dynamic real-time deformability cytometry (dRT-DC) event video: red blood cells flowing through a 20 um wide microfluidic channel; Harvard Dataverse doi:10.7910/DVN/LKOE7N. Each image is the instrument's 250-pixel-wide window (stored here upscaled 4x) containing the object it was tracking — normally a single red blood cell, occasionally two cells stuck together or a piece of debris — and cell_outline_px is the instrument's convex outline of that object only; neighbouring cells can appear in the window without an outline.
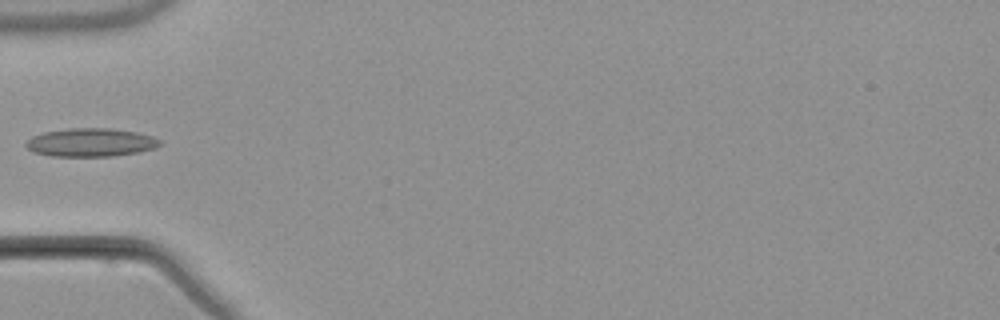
{"species": "common noctule bat (a hibernating species)", "species_latin": "Nyctalus noctula", "temperature_condition": "warm", "stored_images_in_passage": 6, "camera_frame_rate_fps": 3000, "um_per_image_px": 0.085, "animal": {"sex": "male", "body_mass_g": 21.5, "forearm_length_mm": 52.0}, "frame": {"image": 1, "passage_image": 5, "time_ms": 6.0, "image_size_px": [1000, 320], "cell_outline_px": [[160, 144], [156, 148], [136, 152], [112, 156], [52, 156], [32, 152], [24, 144], [32, 136], [44, 132], [68, 128], [112, 128], [136, 132], [152, 136], [160, 140]], "centroid_in_image_um": [7.69, 12.1], "position_along_channel_um": 77.3, "area_um2": 22.08}}
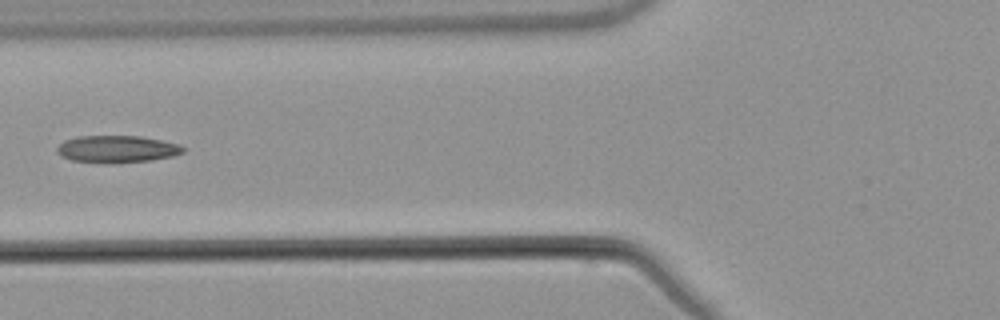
{"frame": {"image": 2, "passage_image": 6, "time_ms": 7.0, "image_size_px": [1000, 320], "cell_outline_px": [[184, 152], [172, 156], [152, 160], [72, 160], [60, 156], [56, 152], [56, 148], [64, 140], [76, 136], [140, 136], [180, 144], [184, 148]], "centroid_in_image_um": [9.94, 12.61], "position_along_channel_um": 115.9, "area_um2": 18.96}}